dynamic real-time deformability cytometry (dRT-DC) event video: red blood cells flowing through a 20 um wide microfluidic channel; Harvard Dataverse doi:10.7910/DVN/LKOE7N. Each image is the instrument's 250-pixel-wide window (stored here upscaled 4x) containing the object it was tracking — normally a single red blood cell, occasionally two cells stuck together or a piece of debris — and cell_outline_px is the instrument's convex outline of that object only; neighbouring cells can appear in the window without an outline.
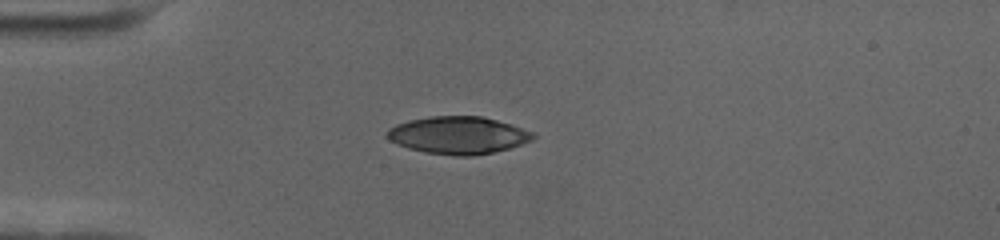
{"species": "human", "species_latin": "Homo sapiens", "temperature_condition": "cold", "stored_images_in_passage": 43, "camera_frame_rate_fps": 3000, "um_per_image_px": 0.085, "donor": {"sex": "female"}, "frame": {"image": 1, "passage_image": 1, "time_ms": 0.0, "image_size_px": [1000, 240], "cell_outline_px": [[536, 136], [532, 140], [508, 148], [492, 152], [472, 156], [452, 156], [424, 152], [408, 148], [396, 144], [388, 140], [388, 128], [396, 124], [408, 120], [432, 116], [480, 116], [496, 120], [532, 132]], "centroid_in_image_um": [38.89, 11.5], "position_along_channel_um": 46.1, "area_um2": 31.62}}
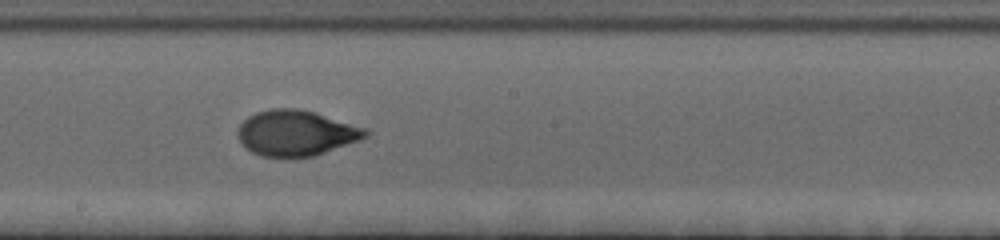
{"frame": {"image": 2, "passage_image": 18, "time_ms": 5.667, "image_size_px": [1000, 240], "cell_outline_px": [[372, 132], [368, 136], [360, 140], [312, 156], [260, 156], [244, 148], [236, 132], [240, 124], [248, 116], [256, 112], [272, 108], [296, 108], [312, 112], [368, 128]], "centroid_in_image_um": [25.16, 11.29], "position_along_channel_um": 223.0, "area_um2": 33.76}}
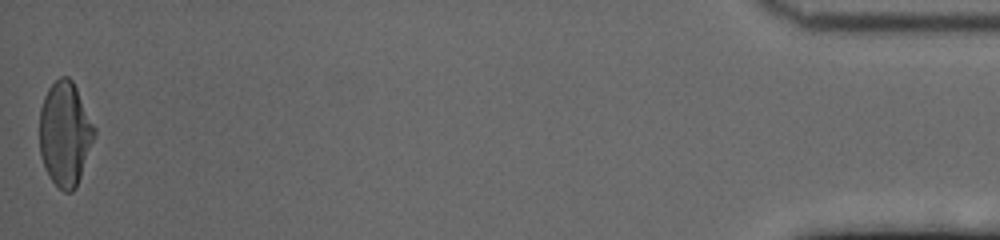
{"frame": {"image": 3, "passage_image": 43, "time_ms": 14.0, "image_size_px": [1000, 240], "cell_outline_px": [[96, 136], [76, 188], [72, 192], [64, 192], [52, 180], [44, 168], [40, 156], [40, 108], [44, 96], [48, 88], [60, 76], [68, 76], [72, 80], [96, 128]], "centroid_in_image_um": [5.53, 11.38], "position_along_channel_um": 429.7, "area_um2": 33.47}, "authors_computed_cell_mechanics": {"area_um2": 33.1194, "velocity_mm_per_s": 3.5206, "shape_relaxation_time_tau1_ms": 4.8087, "shape_relaxation_time_tau2_ms": 0.9771, "deformation_change_tau1": 0.2014, "deformation_change_tau2": 0.0526}}